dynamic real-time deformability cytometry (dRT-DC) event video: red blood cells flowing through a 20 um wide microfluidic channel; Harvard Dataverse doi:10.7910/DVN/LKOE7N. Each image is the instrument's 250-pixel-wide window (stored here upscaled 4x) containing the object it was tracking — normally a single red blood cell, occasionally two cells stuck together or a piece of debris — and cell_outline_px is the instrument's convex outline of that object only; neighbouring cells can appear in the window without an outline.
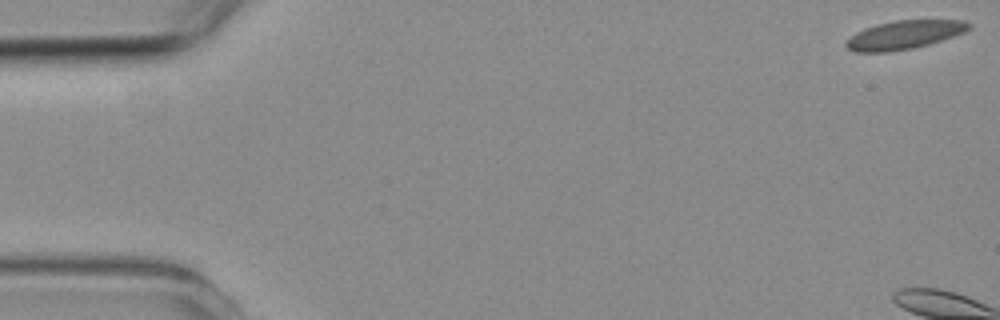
{"species": "common noctule bat (a hibernating species)", "species_latin": "Nyctalus noctula", "temperature_condition": "room temperature", "stored_images_in_passage": 7, "camera_frame_rate_fps": 3000, "um_per_image_px": 0.085, "animal": {"sex": "female", "body_mass_g": 19.3, "forearm_length_mm": 54.1}, "frame": {"image": 1, "passage_image": 1, "time_ms": 0.0, "image_size_px": [1000, 320], "cell_outline_px": [[972, 28], [964, 32], [928, 44], [912, 48], [888, 52], [856, 52], [848, 48], [844, 44], [844, 40], [856, 32], [864, 28], [876, 24], [896, 20], [964, 20], [972, 24]], "centroid_in_image_um": [76.83, 2.95], "position_along_channel_um": 8.2, "area_um2": 20.46}}
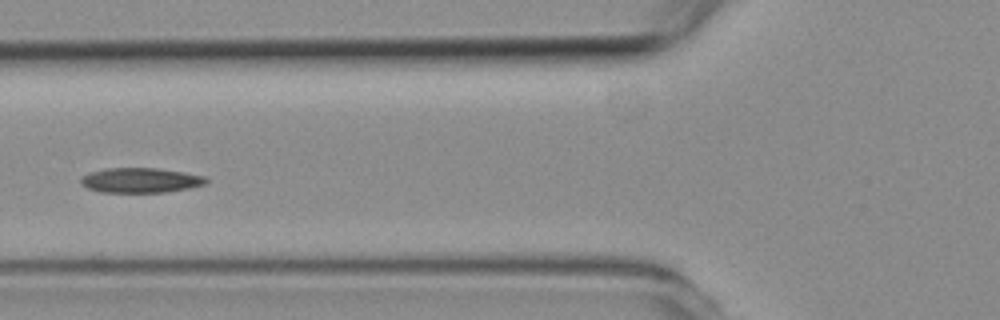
{"frame": {"image": 2, "passage_image": 7, "time_ms": 7.0, "image_size_px": [1000, 320], "cell_outline_px": [[208, 180], [204, 184], [192, 188], [164, 192], [100, 192], [88, 188], [80, 184], [80, 176], [88, 172], [104, 168], [156, 168], [184, 172], [204, 176]], "centroid_in_image_um": [11.9, 15.32], "position_along_channel_um": 113.9, "area_um2": 18.32}}